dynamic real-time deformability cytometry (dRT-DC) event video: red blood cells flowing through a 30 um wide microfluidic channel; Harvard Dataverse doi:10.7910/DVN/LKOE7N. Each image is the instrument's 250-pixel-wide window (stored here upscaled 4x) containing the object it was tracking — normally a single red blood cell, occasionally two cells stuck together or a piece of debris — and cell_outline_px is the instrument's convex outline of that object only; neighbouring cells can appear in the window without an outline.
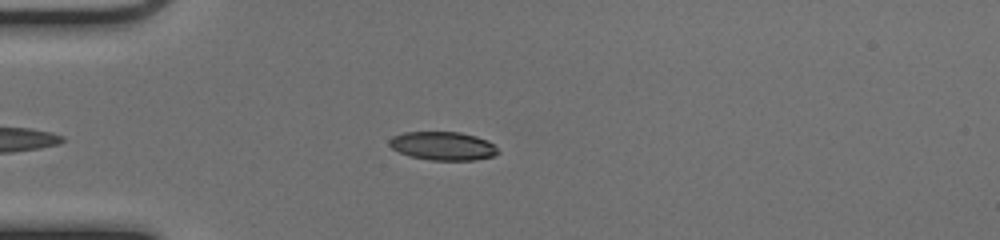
{"species": "common noctule bat (a hibernating species)", "species_latin": "Nyctalus noctula", "temperature_condition": "cold", "stored_images_in_passage": 38, "camera_frame_rate_fps": 3000, "um_per_image_px": 0.085, "animal": {"sex": "female", "body_mass_g": 17.0, "forearm_length_mm": 48.0}, "frame": {"image": 1, "passage_image": 4, "time_ms": 1.0, "image_size_px": [1000, 240], "cell_outline_px": [[500, 152], [492, 156], [476, 160], [432, 160], [412, 156], [400, 152], [392, 148], [388, 144], [388, 140], [392, 136], [404, 132], [460, 132], [476, 136], [488, 140]], "centroid_in_image_um": [37.64, 12.39], "position_along_channel_um": 47.4, "area_um2": 17.98}}
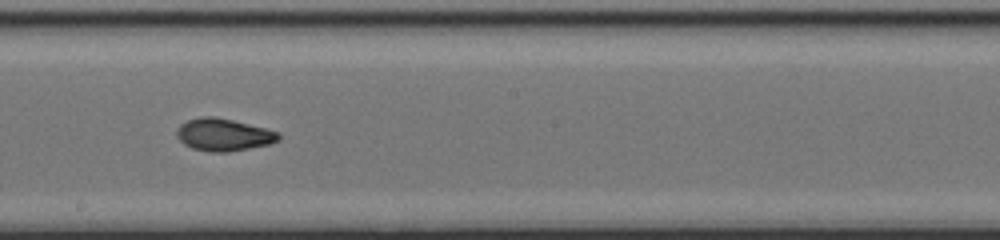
{"frame": {"image": 2, "passage_image": 19, "time_ms": 6.0, "image_size_px": [1000, 240], "cell_outline_px": [[280, 140], [268, 144], [228, 152], [212, 152], [192, 148], [184, 144], [176, 136], [176, 128], [180, 124], [188, 120], [200, 116], [212, 116], [232, 120], [280, 132]], "centroid_in_image_um": [18.97, 11.45], "position_along_channel_um": 229.2, "area_um2": 19.13}}
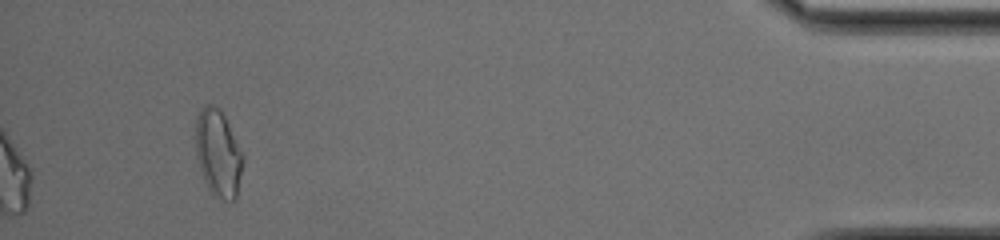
{"frame": {"image": 3, "passage_image": 38, "time_ms": 12.333, "image_size_px": [1000, 240], "cell_outline_px": [[244, 160], [236, 200], [224, 200], [212, 196], [200, 172], [196, 156], [196, 116], [200, 108], [208, 104], [212, 104], [220, 108], [244, 156]], "centroid_in_image_um": [18.54, 13.05], "position_along_channel_um": 416.7, "area_um2": 24.22}, "authors_computed_cell_mechanics": {"area_um2": 18.9584, "velocity_mm_per_s": 4.0238, "shape_relaxation_time_tau1_ms": 8.5614, "shape_relaxation_time_tau2_ms": 2.0476, "deformation_change_tau1": 0.2224, "deformation_change_tau2": 0.0627}}